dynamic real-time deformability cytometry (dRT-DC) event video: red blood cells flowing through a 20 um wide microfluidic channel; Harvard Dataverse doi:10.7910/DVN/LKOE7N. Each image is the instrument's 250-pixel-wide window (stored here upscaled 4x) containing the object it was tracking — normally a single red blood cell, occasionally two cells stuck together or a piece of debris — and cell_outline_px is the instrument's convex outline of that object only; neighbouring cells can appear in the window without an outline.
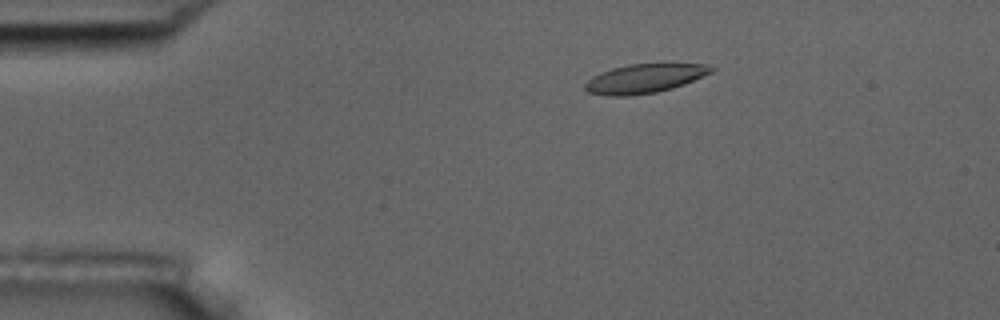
{"species": "common noctule bat (a hibernating species)", "species_latin": "Nyctalus noctula", "temperature_condition": "room temperature", "stored_images_in_passage": 6, "camera_frame_rate_fps": 3000, "um_per_image_px": 0.085, "animal": {"sex": "male", "body_mass_g": 17.5, "forearm_length_mm": 52.3}, "frame": {"image": 1, "passage_image": 3, "time_ms": 0.667, "image_size_px": [1000, 320], "cell_outline_px": [[716, 68], [712, 72], [684, 84], [672, 88], [656, 92], [628, 96], [608, 96], [588, 92], [584, 88], [584, 84], [592, 76], [600, 72], [612, 68], [628, 64], [708, 64]], "centroid_in_image_um": [54.76, 6.67], "position_along_channel_um": 30.2, "area_um2": 21.33}}
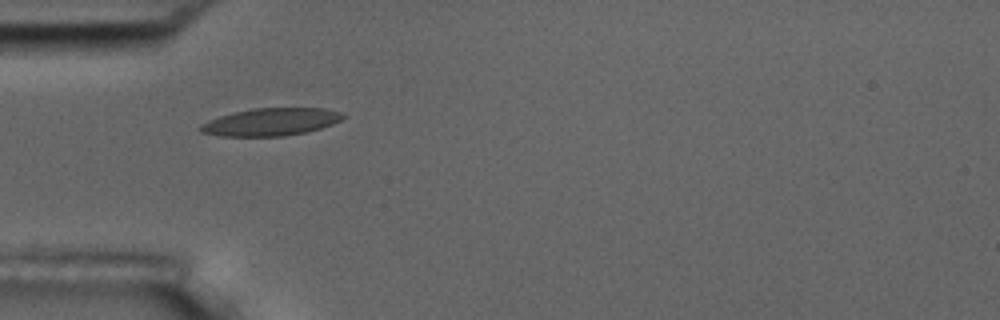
{"frame": {"image": 2, "passage_image": 5, "time_ms": 1.333, "image_size_px": [1000, 320], "cell_outline_px": [[348, 116], [332, 124], [308, 132], [284, 136], [220, 136], [200, 132], [200, 124], [208, 120], [220, 116], [252, 108], [324, 108], [344, 112]], "centroid_in_image_um": [23.06, 10.36], "position_along_channel_um": 61.9, "area_um2": 23.0}}